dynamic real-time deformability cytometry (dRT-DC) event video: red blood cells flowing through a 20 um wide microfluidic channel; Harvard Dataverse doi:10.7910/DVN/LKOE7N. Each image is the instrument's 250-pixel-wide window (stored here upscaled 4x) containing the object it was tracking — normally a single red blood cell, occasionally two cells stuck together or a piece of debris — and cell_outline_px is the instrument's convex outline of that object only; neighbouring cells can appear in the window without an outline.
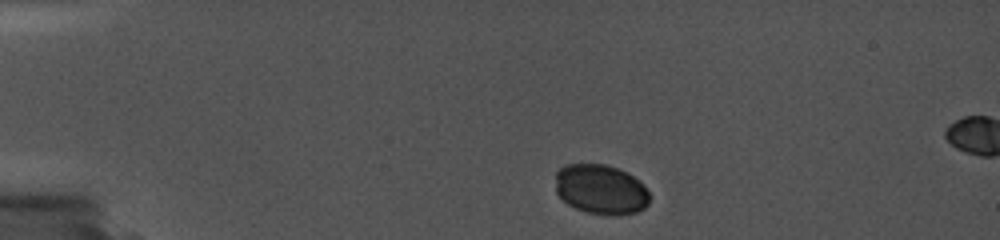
{"species": "common noctule bat (a hibernating species)", "species_latin": "Nyctalus noctula", "temperature_condition": "cold", "stored_images_in_passage": 22, "camera_frame_rate_fps": 5000, "um_per_image_px": 0.085, "animal": {"sex": "female", "body_mass_g": 19.0, "forearm_length_mm": 56.7}, "frame": {"image": 1, "passage_image": 1, "time_ms": 0.0, "image_size_px": [1000, 240], "cell_outline_px": [[648, 204], [644, 208], [636, 212], [616, 216], [612, 216], [588, 212], [576, 208], [568, 204], [556, 192], [556, 172], [564, 164], [608, 164], [628, 172], [648, 192]], "centroid_in_image_um": [51.05, 16.09], "position_along_channel_um": 34.0, "area_um2": 27.22}}
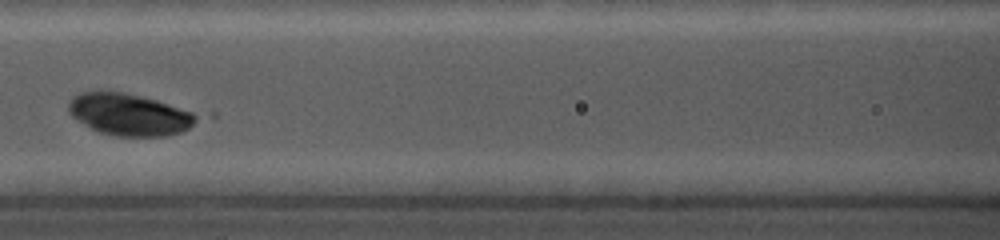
{"frame": {"image": 2, "passage_image": 9, "time_ms": 5.2, "image_size_px": [1000, 240], "cell_outline_px": [[204, 116], [188, 128], [180, 132], [168, 136], [116, 136], [100, 132], [92, 128], [72, 116], [68, 112], [68, 104], [72, 96], [80, 92], [124, 92], [156, 100]], "centroid_in_image_um": [11.01, 9.74], "position_along_channel_um": 155.6, "area_um2": 31.04}}